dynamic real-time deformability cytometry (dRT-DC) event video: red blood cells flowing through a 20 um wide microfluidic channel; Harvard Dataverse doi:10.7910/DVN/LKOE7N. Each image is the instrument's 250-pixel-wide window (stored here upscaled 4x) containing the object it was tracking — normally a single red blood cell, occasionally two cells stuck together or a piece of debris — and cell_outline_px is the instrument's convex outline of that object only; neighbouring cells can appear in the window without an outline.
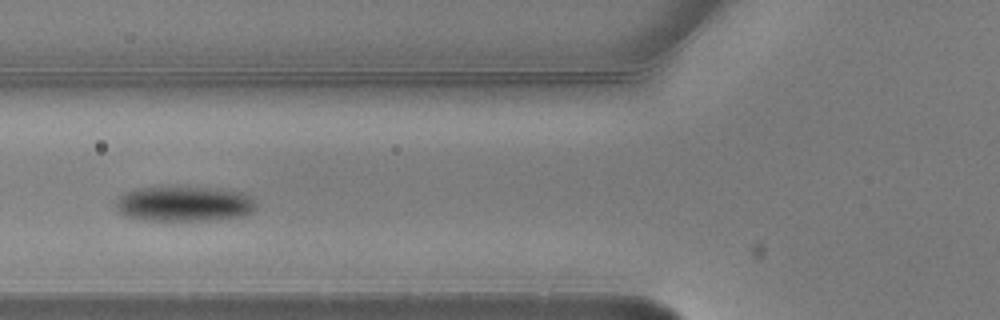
{"species": "common noctule bat (a hibernating species)", "species_latin": "Nyctalus noctula", "temperature_condition": "warm", "stored_images_in_passage": 6, "camera_frame_rate_fps": 3000, "um_per_image_px": 0.085, "animal": {"sex": "male", "body_mass_g": 20.5, "forearm_length_mm": 52.5}, "frame": {"image": 1, "passage_image": 5, "time_ms": 1.333, "image_size_px": [1000, 320], "cell_outline_px": [[256, 208], [252, 212], [240, 216], [216, 220], [152, 220], [128, 216], [120, 212], [116, 208], [116, 204], [120, 196], [124, 192], [136, 188], [216, 188], [240, 192], [252, 196], [256, 204]], "centroid_in_image_um": [15.71, 17.33], "position_along_channel_um": 110.1, "area_um2": 28.32}}